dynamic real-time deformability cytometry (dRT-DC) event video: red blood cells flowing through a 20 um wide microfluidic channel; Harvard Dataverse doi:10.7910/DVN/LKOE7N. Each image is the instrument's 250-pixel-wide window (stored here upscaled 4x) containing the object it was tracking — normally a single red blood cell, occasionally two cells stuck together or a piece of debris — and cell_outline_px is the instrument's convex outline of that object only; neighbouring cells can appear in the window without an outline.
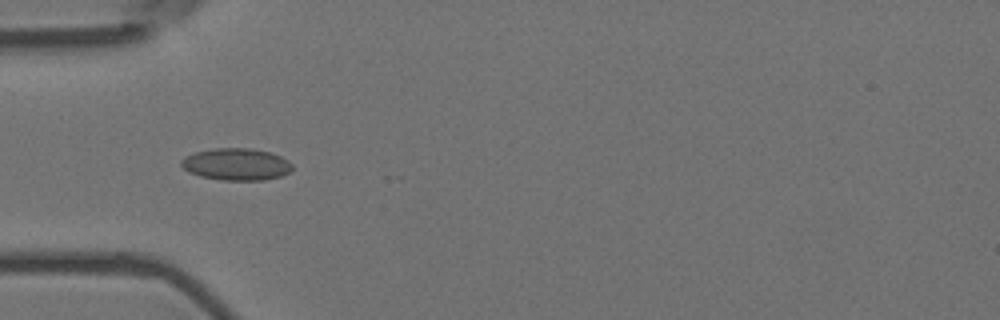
{"species": "Egyptian fruit bat (a non-hibernating species)", "species_latin": "Rousettus aegyptiacus", "temperature_condition": "room temperature", "stored_images_in_passage": 7, "camera_frame_rate_fps": 3000, "um_per_image_px": 0.085, "animal": {"sex": "female"}, "frame": {"image": 1, "passage_image": 3, "time_ms": 0.667, "image_size_px": [1000, 320], "cell_outline_px": [[292, 168], [288, 172], [280, 176], [264, 180], [220, 180], [200, 176], [188, 172], [180, 164], [180, 160], [184, 156], [196, 152], [212, 148], [248, 148], [268, 152], [280, 156], [288, 160], [292, 164]], "centroid_in_image_um": [20.05, 13.96], "position_along_channel_um": 65.0, "area_um2": 20.69}}
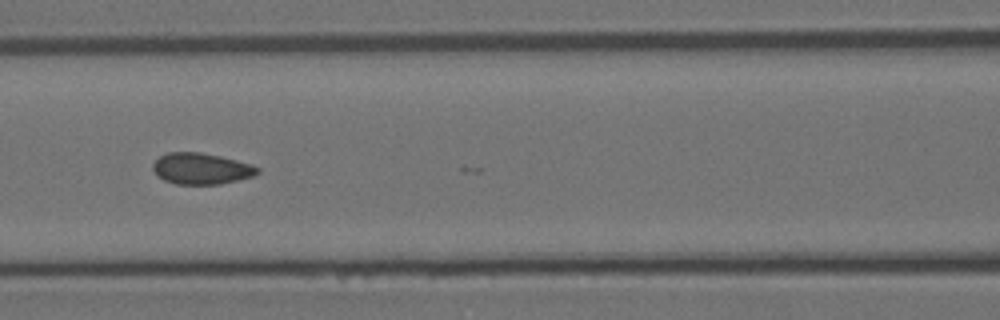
{"frame": {"image": 2, "passage_image": 5, "time_ms": 1.333, "image_size_px": [1000, 320], "cell_outline_px": [[260, 172], [252, 176], [220, 184], [176, 184], [164, 180], [156, 176], [152, 168], [152, 164], [160, 156], [168, 152], [200, 152], [220, 156], [252, 164], [260, 168]], "centroid_in_image_um": [17.08, 14.33], "position_along_channel_um": 149.5, "area_um2": 19.07}}
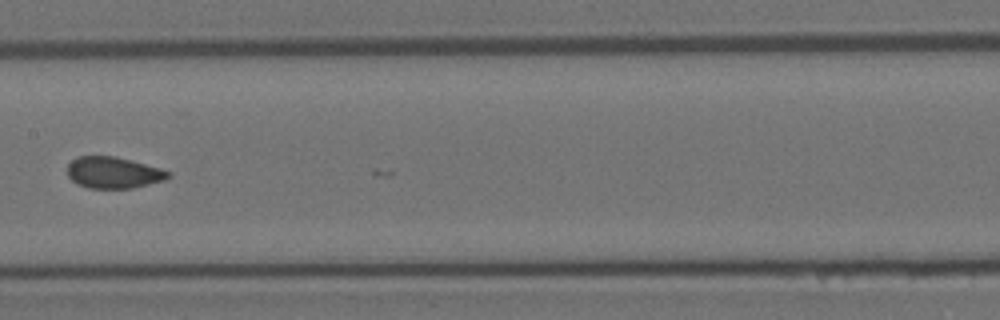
{"frame": {"image": 3, "passage_image": 6, "time_ms": 1.667, "image_size_px": [1000, 320], "cell_outline_px": [[172, 176], [164, 180], [132, 188], [88, 188], [76, 184], [68, 176], [68, 164], [76, 156], [116, 156], [160, 168], [172, 172]], "centroid_in_image_um": [9.64, 14.67], "position_along_channel_um": 197.8, "area_um2": 18.55}}